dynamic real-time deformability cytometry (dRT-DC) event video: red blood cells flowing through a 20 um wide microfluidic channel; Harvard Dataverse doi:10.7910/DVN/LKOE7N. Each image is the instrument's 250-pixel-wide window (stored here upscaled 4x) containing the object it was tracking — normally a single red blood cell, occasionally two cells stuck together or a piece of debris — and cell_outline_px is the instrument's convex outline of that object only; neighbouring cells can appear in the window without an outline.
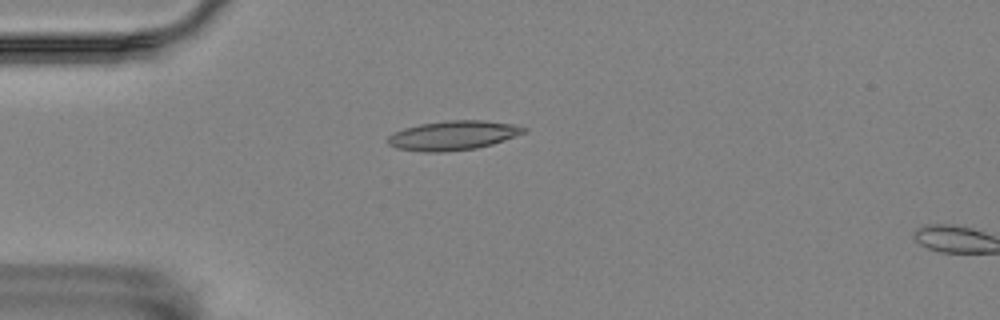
{"species": "Egyptian fruit bat (a non-hibernating species)", "species_latin": "Rousettus aegyptiacus", "temperature_condition": "room temperature", "stored_images_in_passage": 17, "camera_frame_rate_fps": 3000, "um_per_image_px": 0.085, "animal": {"sex": "female"}, "frame": {"image": 1, "passage_image": 15, "time_ms": 4.667, "image_size_px": [1000, 320], "cell_outline_px": [[528, 128], [524, 132], [504, 140], [492, 144], [476, 148], [444, 152], [424, 152], [396, 148], [388, 144], [388, 136], [392, 132], [404, 128], [420, 124], [448, 120], [484, 120], [512, 124]], "centroid_in_image_um": [38.47, 11.51], "position_along_channel_um": 46.5, "area_um2": 23.18}}